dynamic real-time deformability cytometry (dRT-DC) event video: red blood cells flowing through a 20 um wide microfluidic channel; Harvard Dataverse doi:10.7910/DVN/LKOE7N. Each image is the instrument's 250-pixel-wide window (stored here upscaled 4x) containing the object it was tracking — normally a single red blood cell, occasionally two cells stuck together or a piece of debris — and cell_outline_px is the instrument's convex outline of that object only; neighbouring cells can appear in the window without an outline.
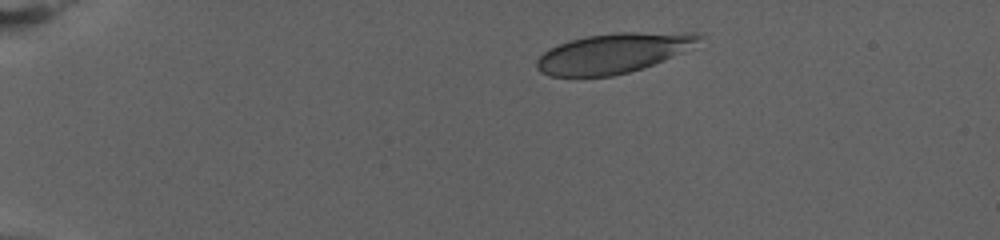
{"species": "human", "species_latin": "Homo sapiens", "temperature_condition": "warm", "stored_images_in_passage": 24, "camera_frame_rate_fps": 3000, "um_per_image_px": 0.085, "donor": {"sex": "female"}, "frame": {"image": 1, "passage_image": 1, "time_ms": 0.0, "image_size_px": [1000, 240], "cell_outline_px": [[704, 36], [680, 52], [664, 60], [644, 68], [612, 76], [552, 76], [540, 72], [536, 68], [536, 60], [548, 48], [568, 40], [588, 36], [620, 32], [700, 32]], "centroid_in_image_um": [52.09, 4.51], "position_along_channel_um": 32.9, "area_um2": 37.51}}
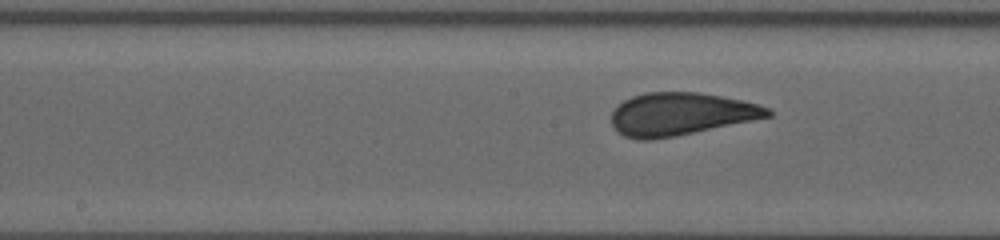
{"frame": {"image": 2, "passage_image": 11, "time_ms": 3.333, "image_size_px": [1000, 240], "cell_outline_px": [[772, 116], [676, 136], [648, 140], [636, 140], [624, 136], [616, 132], [612, 128], [612, 112], [624, 100], [632, 96], [644, 92], [700, 92], [740, 100], [756, 104], [768, 108], [772, 112]], "centroid_in_image_um": [57.81, 9.7], "position_along_channel_um": 190.4, "area_um2": 38.78}}
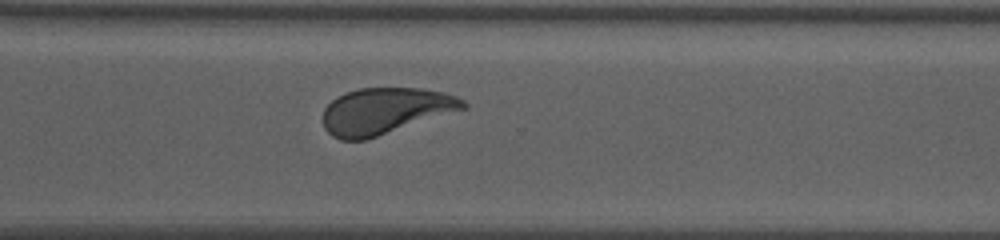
{"frame": {"image": 3, "passage_image": 24, "time_ms": 7.667, "image_size_px": [1000, 240], "cell_outline_px": [[468, 108], [368, 140], [340, 140], [332, 136], [324, 128], [324, 108], [336, 96], [344, 92], [360, 88], [420, 88], [444, 92], [456, 96], [464, 100], [468, 104]], "centroid_in_image_um": [32.76, 9.44], "position_along_channel_um": 337.8, "area_um2": 38.32}}